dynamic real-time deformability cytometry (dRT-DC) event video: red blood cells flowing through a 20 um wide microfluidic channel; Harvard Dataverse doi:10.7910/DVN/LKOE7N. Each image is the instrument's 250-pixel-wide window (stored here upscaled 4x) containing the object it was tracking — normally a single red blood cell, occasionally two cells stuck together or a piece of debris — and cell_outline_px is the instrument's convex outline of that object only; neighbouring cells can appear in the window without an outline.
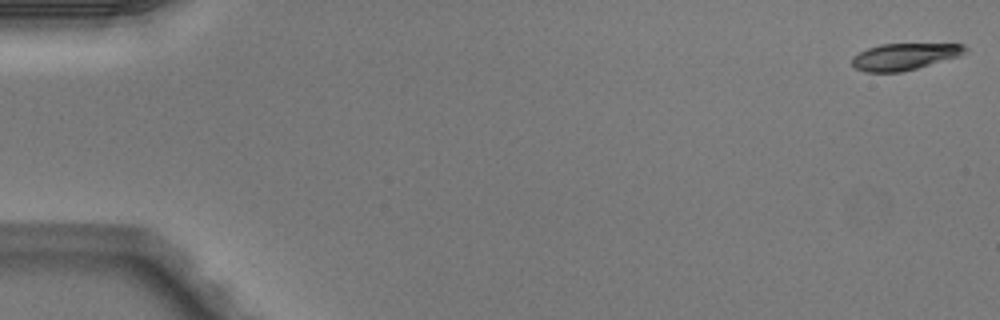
{"species": "Egyptian fruit bat (a non-hibernating species)", "species_latin": "Rousettus aegyptiacus", "temperature_condition": "warm", "stored_images_in_passage": 5, "camera_frame_rate_fps": 3000, "um_per_image_px": 0.085, "animal": {"sex": "male"}, "frame": {"image": 1, "passage_image": 1, "time_ms": 0.0, "image_size_px": [1000, 320], "cell_outline_px": [[968, 52], [960, 56], [916, 68], [900, 72], [864, 72], [856, 68], [852, 64], [852, 56], [868, 48], [880, 44], [964, 44], [968, 48]], "centroid_in_image_um": [76.9, 4.8], "position_along_channel_um": 8.1, "area_um2": 17.57}}
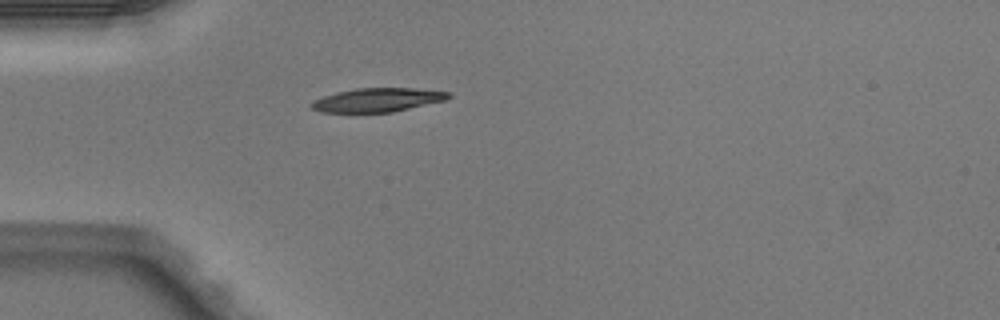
{"frame": {"image": 2, "passage_image": 5, "time_ms": 1.333, "image_size_px": [1000, 320], "cell_outline_px": [[452, 96], [444, 100], [392, 112], [320, 112], [312, 108], [308, 104], [312, 100], [336, 92], [356, 88], [412, 88], [452, 92]], "centroid_in_image_um": [32.05, 8.49], "position_along_channel_um": 52.9, "area_um2": 18.96}}